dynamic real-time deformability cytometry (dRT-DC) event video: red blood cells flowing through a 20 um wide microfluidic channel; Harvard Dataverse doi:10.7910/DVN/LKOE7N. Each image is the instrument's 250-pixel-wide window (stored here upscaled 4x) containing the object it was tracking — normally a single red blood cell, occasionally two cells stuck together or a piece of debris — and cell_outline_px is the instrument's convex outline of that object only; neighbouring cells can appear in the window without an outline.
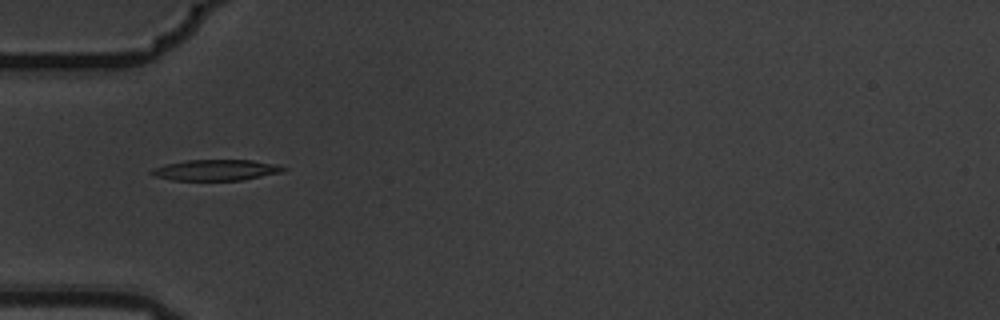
{"species": "common noctule bat (a hibernating species)", "species_latin": "Nyctalus noctula", "temperature_condition": "warm", "stored_images_in_passage": 3, "camera_frame_rate_fps": 3000, "um_per_image_px": 0.085, "animal": {"sex": "male", "body_mass_g": 19.5, "forearm_length_mm": 54.6}, "frame": {"image": 1, "passage_image": 3, "time_ms": 0.667, "image_size_px": [1000, 320], "cell_outline_px": [[288, 168], [284, 172], [244, 180], [172, 180], [156, 176], [148, 172], [152, 168], [164, 164], [188, 160], [252, 160], [276, 164]], "centroid_in_image_um": [18.38, 14.45], "position_along_channel_um": 66.6, "area_um2": 16.18}}